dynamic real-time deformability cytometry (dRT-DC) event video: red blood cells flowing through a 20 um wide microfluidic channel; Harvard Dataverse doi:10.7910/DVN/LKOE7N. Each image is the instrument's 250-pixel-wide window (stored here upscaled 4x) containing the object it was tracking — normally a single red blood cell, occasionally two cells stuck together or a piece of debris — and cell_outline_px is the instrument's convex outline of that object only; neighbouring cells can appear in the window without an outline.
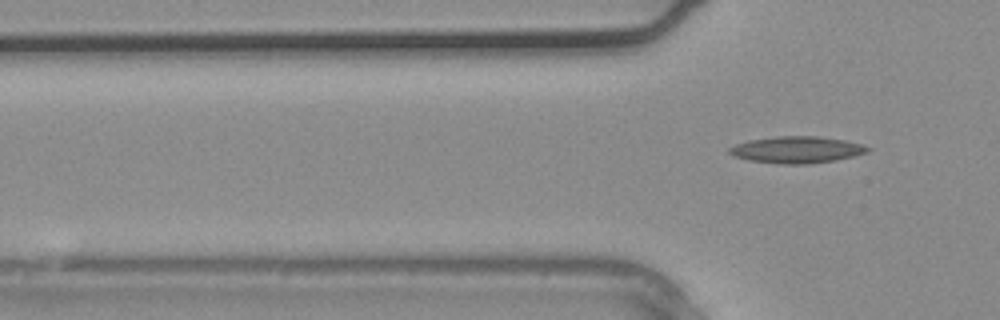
{"species": "common noctule bat (a hibernating species)", "species_latin": "Nyctalus noctula", "temperature_condition": "warm", "stored_images_in_passage": 3, "camera_frame_rate_fps": 3000, "um_per_image_px": 0.085, "animal": {"sex": "male", "body_mass_g": 20.4}, "frame": {"image": 1, "passage_image": 3, "time_ms": 0.667, "image_size_px": [1000, 320], "cell_outline_px": [[872, 148], [868, 152], [836, 160], [808, 164], [780, 164], [748, 160], [732, 156], [728, 152], [728, 148], [736, 144], [748, 140], [776, 136], [820, 136], [844, 140], [860, 144]], "centroid_in_image_um": [67.69, 12.73], "position_along_channel_um": 58.1, "area_um2": 21.62}}